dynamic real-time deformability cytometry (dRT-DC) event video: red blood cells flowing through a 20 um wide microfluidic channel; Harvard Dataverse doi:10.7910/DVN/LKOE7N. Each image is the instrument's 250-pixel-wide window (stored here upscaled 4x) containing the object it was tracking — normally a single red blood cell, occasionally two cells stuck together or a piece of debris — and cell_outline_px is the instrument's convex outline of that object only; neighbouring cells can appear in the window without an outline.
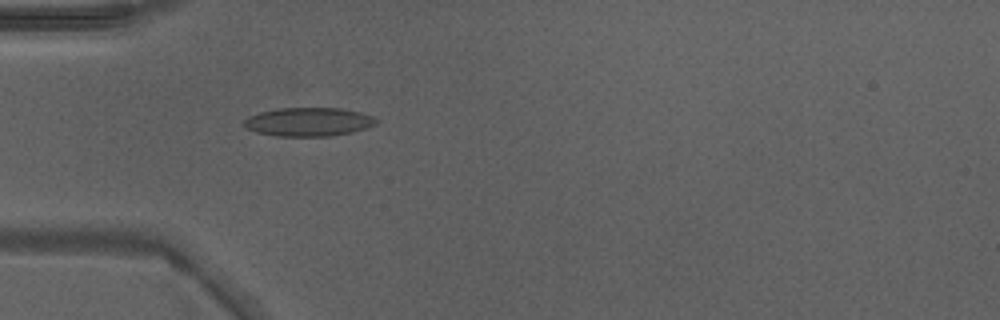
{"species": "Egyptian fruit bat (a non-hibernating species)", "species_latin": "Rousettus aegyptiacus", "temperature_condition": "warm", "stored_images_in_passage": 38, "camera_frame_rate_fps": 3000, "um_per_image_px": 0.085, "animal": {"sex": "male"}, "frame": {"image": 1, "passage_image": 5, "time_ms": 1.333, "image_size_px": [1000, 320], "cell_outline_px": [[376, 124], [352, 132], [328, 136], [276, 136], [256, 132], [248, 128], [244, 124], [244, 120], [260, 112], [280, 108], [340, 108], [360, 112], [372, 116], [376, 120]], "centroid_in_image_um": [26.23, 10.36], "position_along_channel_um": 58.8, "area_um2": 21.73}}
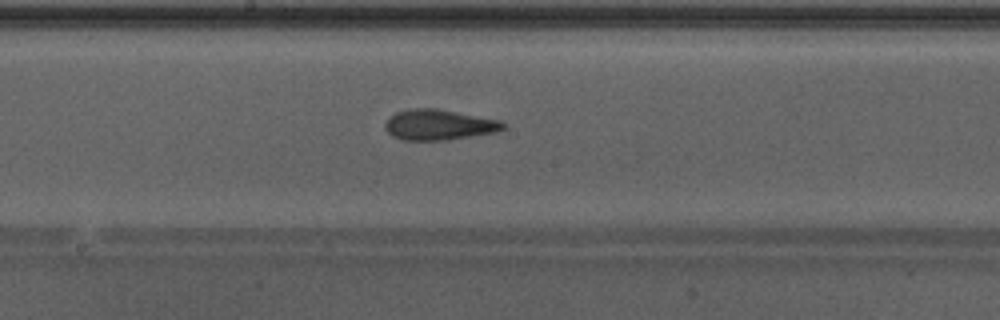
{"frame": {"image": 2, "passage_image": 16, "time_ms": 5.0, "image_size_px": [1000, 320], "cell_outline_px": [[508, 124], [504, 128], [492, 132], [448, 140], [404, 140], [392, 136], [384, 128], [384, 124], [388, 116], [396, 112], [408, 108], [436, 108], [500, 120]], "centroid_in_image_um": [37.25, 10.59], "position_along_channel_um": 211.0, "area_um2": 21.04}}
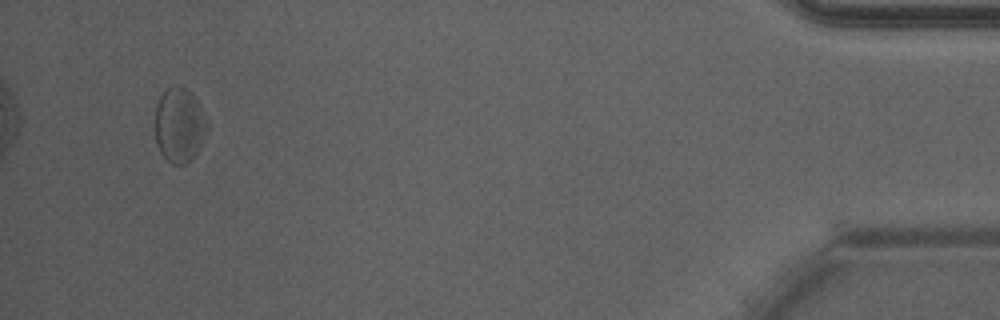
{"frame": {"image": 3, "passage_image": 36, "time_ms": 11.667, "image_size_px": [1000, 320], "cell_outline_px": [[208, 128], [196, 152], [184, 164], [172, 164], [160, 152], [156, 144], [156, 104], [160, 96], [168, 88], [176, 84], [180, 84], [192, 92], [208, 124]], "centroid_in_image_um": [15.23, 10.59], "position_along_channel_um": 420.0, "area_um2": 22.31}, "authors_computed_cell_mechanics": {"area_um2": 21.097, "velocity_mm_per_s": 4.2741, "shape_relaxation_time_tau1_ms": 4.6642, "shape_relaxation_time_tau2_ms": 2.1558, "deformation_change_tau1": 0.1149, "deformation_change_tau2": 0.1039}}